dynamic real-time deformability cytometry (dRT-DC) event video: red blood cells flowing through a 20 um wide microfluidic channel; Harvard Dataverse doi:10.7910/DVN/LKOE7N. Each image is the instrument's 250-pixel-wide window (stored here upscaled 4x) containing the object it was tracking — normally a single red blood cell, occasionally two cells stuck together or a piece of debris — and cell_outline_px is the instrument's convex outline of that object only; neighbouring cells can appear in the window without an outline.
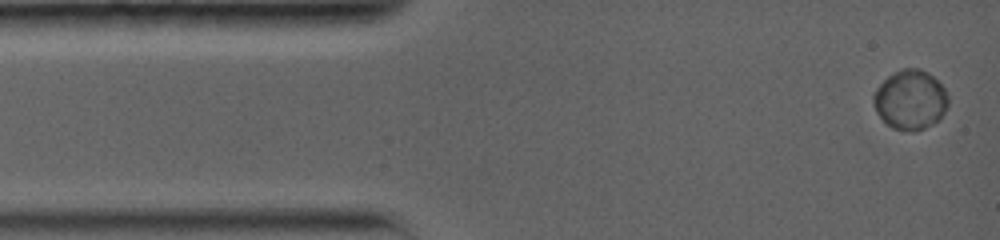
{"species": "common noctule bat (a hibernating species)", "species_latin": "Nyctalus noctula", "temperature_condition": "warm", "stored_images_in_passage": 8, "camera_frame_rate_fps": 5000, "um_per_image_px": 0.085, "animal": {"sex": "female", "body_mass_g": 19.0, "forearm_length_mm": 56.7}, "frame": {"image": 1, "passage_image": 1, "time_ms": 0.0, "image_size_px": [1000, 240], "cell_outline_px": [[948, 104], [944, 112], [932, 124], [924, 128], [912, 132], [892, 128], [876, 112], [872, 100], [872, 96], [876, 88], [888, 76], [900, 68], [920, 68], [928, 72], [944, 88], [948, 96]], "centroid_in_image_um": [77.36, 8.46], "position_along_channel_um": 7.6, "area_um2": 25.84}}
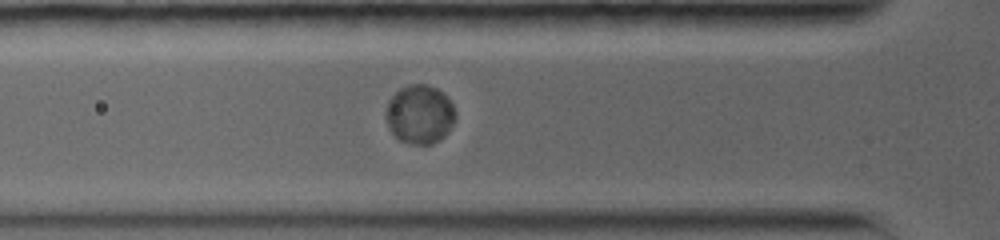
{"frame": {"image": 2, "passage_image": 6, "time_ms": 4.2, "image_size_px": [1000, 240], "cell_outline_px": [[456, 116], [452, 124], [444, 136], [432, 144], [412, 144], [400, 140], [392, 132], [388, 124], [388, 100], [400, 88], [408, 84], [424, 84], [436, 88], [452, 104], [456, 112]], "centroid_in_image_um": [35.69, 9.71], "position_along_channel_um": 90.1, "area_um2": 23.29}}
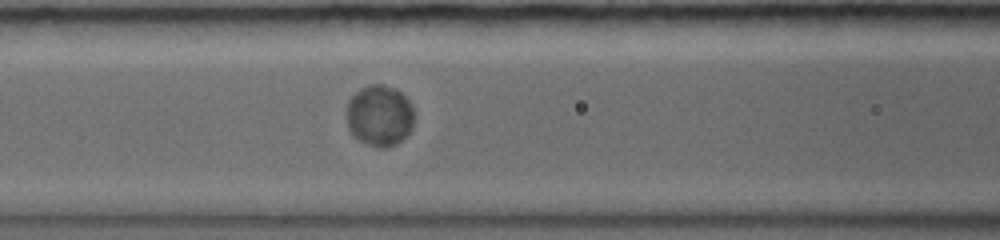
{"frame": {"image": 3, "passage_image": 8, "time_ms": 5.4, "image_size_px": [1000, 240], "cell_outline_px": [[412, 128], [396, 144], [384, 148], [376, 148], [352, 136], [348, 128], [348, 100], [360, 88], [372, 84], [380, 84], [396, 88], [412, 104]], "centroid_in_image_um": [32.25, 9.82], "position_along_channel_um": 134.4, "area_um2": 23.87}}